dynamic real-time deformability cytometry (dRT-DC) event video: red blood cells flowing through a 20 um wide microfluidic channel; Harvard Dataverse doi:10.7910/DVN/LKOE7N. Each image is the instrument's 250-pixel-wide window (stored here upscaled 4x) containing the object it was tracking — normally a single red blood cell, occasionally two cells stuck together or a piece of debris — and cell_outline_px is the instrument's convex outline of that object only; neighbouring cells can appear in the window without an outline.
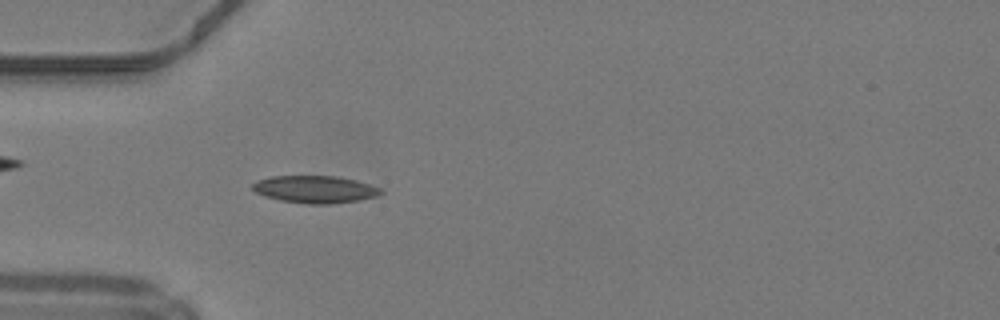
{"species": "common noctule bat (a hibernating species)", "species_latin": "Nyctalus noctula", "temperature_condition": "warm", "stored_images_in_passage": 46, "camera_frame_rate_fps": 3000, "um_per_image_px": 0.085, "animal": {"sex": "male", "body_mass_g": 19.2, "forearm_length_mm": 51.8}, "frame": {"image": 1, "passage_image": 12, "time_ms": 3.667, "image_size_px": [1000, 320], "cell_outline_px": [[384, 192], [376, 196], [356, 200], [332, 204], [308, 204], [280, 200], [264, 196], [256, 192], [252, 188], [252, 184], [256, 180], [272, 176], [336, 176], [356, 180], [380, 188]], "centroid_in_image_um": [26.75, 16.09], "position_along_channel_um": 58.3, "area_um2": 20.35}}
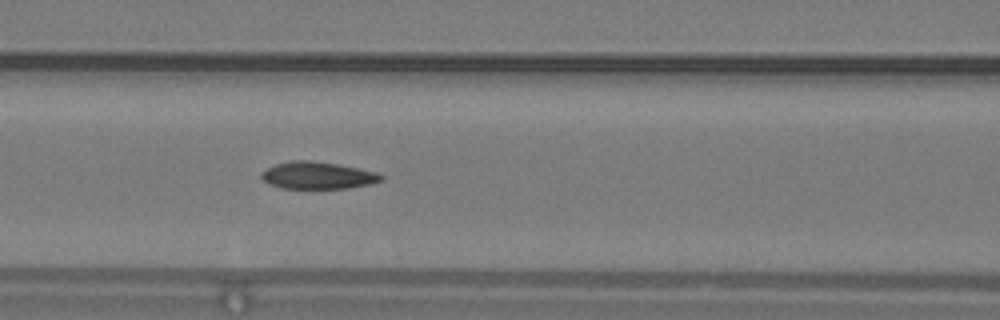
{"frame": {"image": 2, "passage_image": 18, "time_ms": 5.667, "image_size_px": [1000, 320], "cell_outline_px": [[384, 180], [368, 184], [348, 188], [280, 188], [264, 180], [260, 176], [260, 172], [276, 164], [292, 160], [308, 160], [336, 164], [376, 172], [384, 176]], "centroid_in_image_um": [26.99, 14.91], "position_along_channel_um": 139.6, "area_um2": 18.67}}
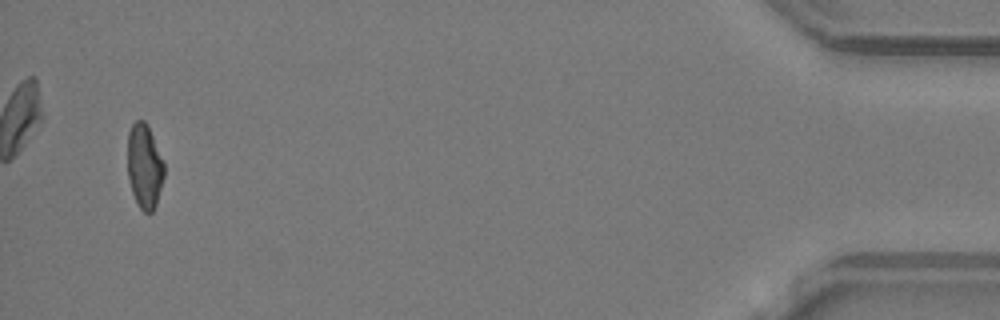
{"frame": {"image": 3, "passage_image": 44, "time_ms": 14.333, "image_size_px": [1000, 320], "cell_outline_px": [[164, 176], [156, 204], [152, 212], [144, 212], [136, 204], [132, 192], [128, 176], [128, 132], [132, 124], [136, 120], [144, 120], [148, 124], [164, 160]], "centroid_in_image_um": [12.29, 14.1], "position_along_channel_um": 422.9, "area_um2": 18.21}, "authors_computed_cell_mechanics": {"area_um2": 19.1607, "velocity_mm_per_s": 4.2437, "shape_relaxation_time_tau1_ms": null, "shape_relaxation_time_tau2_ms": 3.4027, "deformation_change_tau1": null, "deformation_change_tau2": 0.0886}}